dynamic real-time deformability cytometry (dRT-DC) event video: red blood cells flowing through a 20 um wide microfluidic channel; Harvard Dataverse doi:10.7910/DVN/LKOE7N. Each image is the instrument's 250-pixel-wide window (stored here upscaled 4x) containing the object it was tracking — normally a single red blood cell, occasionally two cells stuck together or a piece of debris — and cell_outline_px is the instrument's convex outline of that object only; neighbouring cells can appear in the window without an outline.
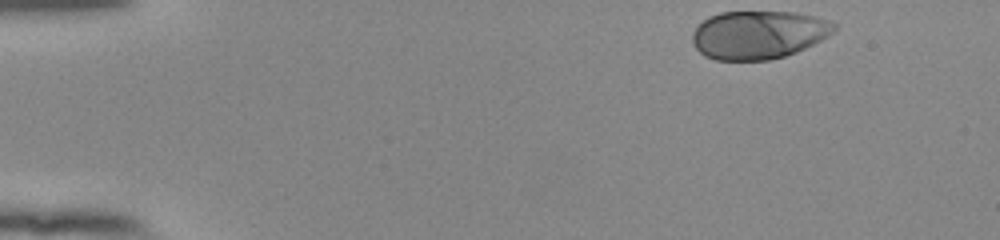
{"species": "human", "species_latin": "Homo sapiens", "temperature_condition": "room temperature", "stored_images_in_passage": 40, "camera_frame_rate_fps": 3000, "um_per_image_px": 0.085, "donor": {"sex": "female"}, "frame": {"image": 1, "passage_image": 1, "time_ms": 0.0, "image_size_px": [1000, 240], "cell_outline_px": [[836, 28], [828, 36], [796, 52], [784, 56], [768, 60], [716, 60], [704, 56], [696, 48], [692, 40], [692, 32], [708, 16], [720, 12], [796, 12], [832, 20], [836, 24]], "centroid_in_image_um": [64.47, 2.95], "position_along_channel_um": 20.5, "area_um2": 39.88}}
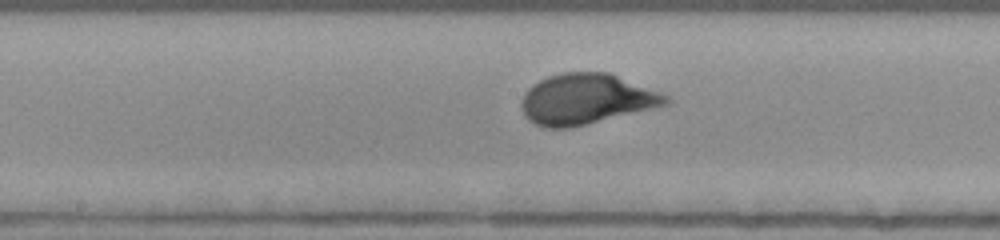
{"frame": {"image": 2, "passage_image": 23, "time_ms": 7.333, "image_size_px": [1000, 240], "cell_outline_px": [[672, 104], [572, 128], [544, 128], [528, 120], [524, 116], [520, 104], [524, 92], [532, 84], [548, 76], [564, 72], [608, 72], [660, 92], [668, 96], [672, 100]], "centroid_in_image_um": [49.83, 8.44], "position_along_channel_um": 198.4, "area_um2": 42.95}}
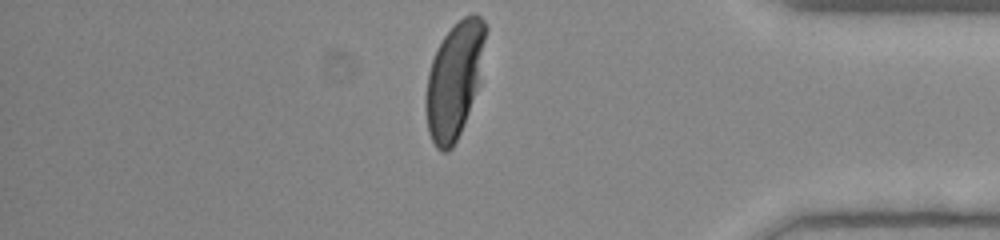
{"frame": {"image": 3, "passage_image": 40, "time_ms": 13.0, "image_size_px": [1000, 240], "cell_outline_px": [[488, 28], [480, 84], [460, 132], [452, 148], [448, 152], [440, 152], [436, 148], [428, 132], [428, 72], [436, 48], [444, 36], [464, 16], [472, 12], [480, 16], [484, 20]], "centroid_in_image_um": [38.69, 6.75], "position_along_channel_um": 396.5, "area_um2": 40.0}, "authors_computed_cell_mechanics": {"area_um2": 40.9224, "velocity_mm_per_s": 3.9142, "shape_relaxation_time_tau1_ms": 3.1225, "shape_relaxation_time_tau2_ms": null, "deformation_change_tau1": 0.1868, "deformation_change_tau2": null}}